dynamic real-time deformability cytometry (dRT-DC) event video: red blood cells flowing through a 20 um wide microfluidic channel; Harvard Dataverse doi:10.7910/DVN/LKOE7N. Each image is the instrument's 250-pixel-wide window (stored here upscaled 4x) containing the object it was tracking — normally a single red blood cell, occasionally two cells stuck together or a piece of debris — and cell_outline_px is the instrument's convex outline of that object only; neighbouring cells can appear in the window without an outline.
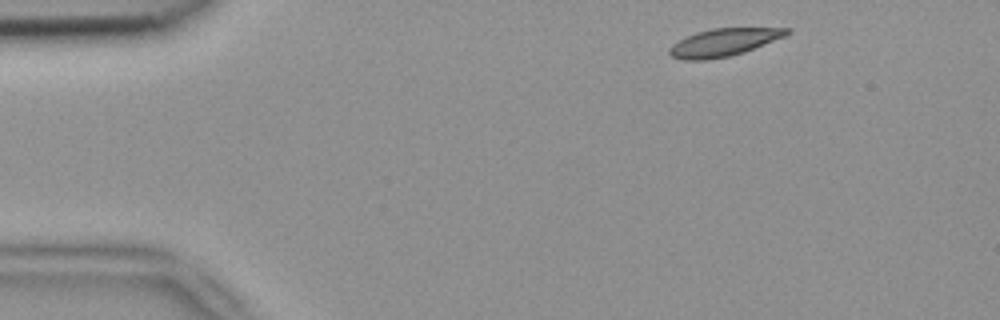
{"species": "common noctule bat (a hibernating species)", "species_latin": "Nyctalus noctula", "temperature_condition": "room temperature", "stored_images_in_passage": 4, "camera_frame_rate_fps": 3000, "um_per_image_px": 0.085, "animal": {"sex": "female", "body_mass_g": 18.4}, "frame": {"image": 1, "passage_image": 1, "time_ms": 0.0, "image_size_px": [1000, 320], "cell_outline_px": [[792, 32], [784, 36], [744, 52], [728, 56], [708, 60], [684, 60], [672, 56], [668, 52], [668, 48], [672, 44], [696, 32], [712, 28], [792, 28]], "centroid_in_image_um": [61.5, 3.6], "position_along_channel_um": 23.5, "area_um2": 18.73}}
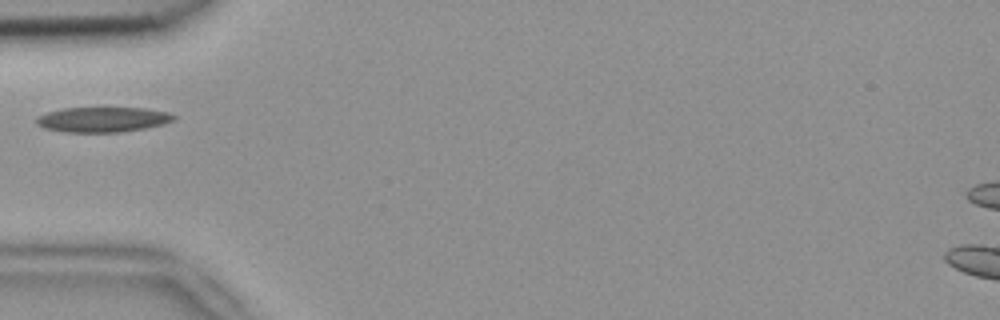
{"frame": {"image": 2, "passage_image": 4, "time_ms": 1.0, "image_size_px": [1000, 320], "cell_outline_px": [[176, 120], [164, 124], [144, 128], [120, 132], [64, 132], [44, 128], [36, 124], [36, 116], [48, 112], [64, 108], [100, 104], [144, 108], [168, 112], [176, 116]], "centroid_in_image_um": [8.73, 10.1], "position_along_channel_um": 76.3, "area_um2": 21.27}}